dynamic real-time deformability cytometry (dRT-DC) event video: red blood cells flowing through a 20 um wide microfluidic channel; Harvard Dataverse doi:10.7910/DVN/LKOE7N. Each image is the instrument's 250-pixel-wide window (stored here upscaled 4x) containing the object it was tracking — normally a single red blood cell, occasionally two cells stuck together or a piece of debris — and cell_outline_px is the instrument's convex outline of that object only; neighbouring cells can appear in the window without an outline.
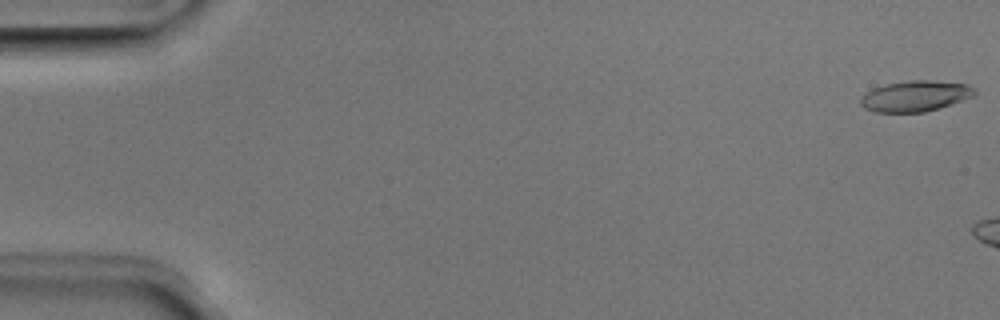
{"species": "Egyptian fruit bat (a non-hibernating species)", "species_latin": "Rousettus aegyptiacus", "temperature_condition": "room temperature", "stored_images_in_passage": 16, "camera_frame_rate_fps": 3000, "um_per_image_px": 0.085, "animal": {"sex": "male"}, "frame": {"image": 1, "passage_image": 1, "time_ms": 0.0, "image_size_px": [1000, 320], "cell_outline_px": [[976, 96], [952, 104], [924, 112], [876, 112], [864, 108], [860, 104], [860, 100], [864, 92], [872, 88], [888, 84], [912, 80], [928, 80], [968, 84], [976, 88]], "centroid_in_image_um": [77.82, 8.16], "position_along_channel_um": 7.2, "area_um2": 20.58}}